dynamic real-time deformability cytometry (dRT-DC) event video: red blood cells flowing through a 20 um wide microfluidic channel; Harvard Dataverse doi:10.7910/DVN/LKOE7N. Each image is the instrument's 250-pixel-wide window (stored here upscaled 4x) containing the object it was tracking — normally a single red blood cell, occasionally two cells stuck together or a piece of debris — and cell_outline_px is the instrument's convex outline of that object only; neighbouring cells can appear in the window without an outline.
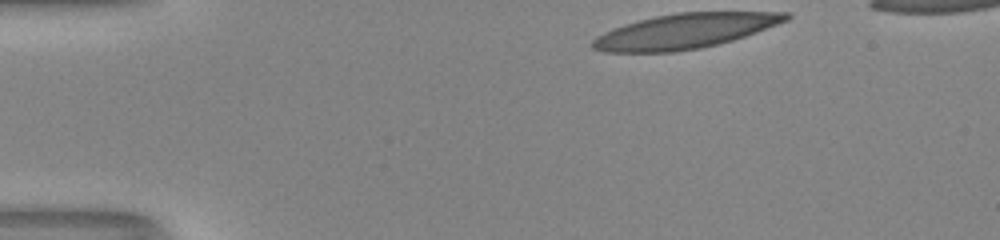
{"species": "human", "species_latin": "Homo sapiens", "temperature_condition": "room temperature", "stored_images_in_passage": 35, "camera_frame_rate_fps": 3000, "um_per_image_px": 0.085, "donor": {"sex": "male"}, "frame": {"image": 1, "passage_image": 1, "time_ms": 0.0, "image_size_px": [1000, 240], "cell_outline_px": [[792, 16], [788, 20], [756, 32], [732, 40], [700, 48], [676, 52], [604, 52], [592, 48], [588, 44], [596, 36], [612, 28], [624, 24], [656, 16], [676, 12], [792, 12]], "centroid_in_image_um": [58.18, 2.64], "position_along_channel_um": 26.8, "area_um2": 39.36}}
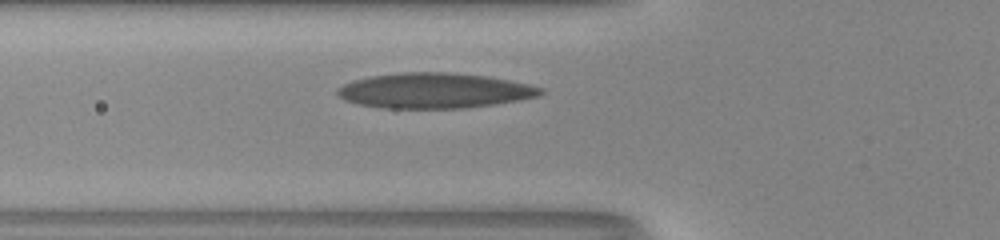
{"frame": {"image": 2, "passage_image": 12, "time_ms": 3.667, "image_size_px": [1000, 240], "cell_outline_px": [[544, 92], [540, 96], [492, 104], [464, 108], [380, 108], [356, 104], [344, 100], [336, 96], [336, 88], [352, 80], [368, 76], [400, 72], [452, 72], [488, 76], [528, 84], [544, 88]], "centroid_in_image_um": [36.85, 7.69], "position_along_channel_um": 88.9, "area_um2": 42.08}}
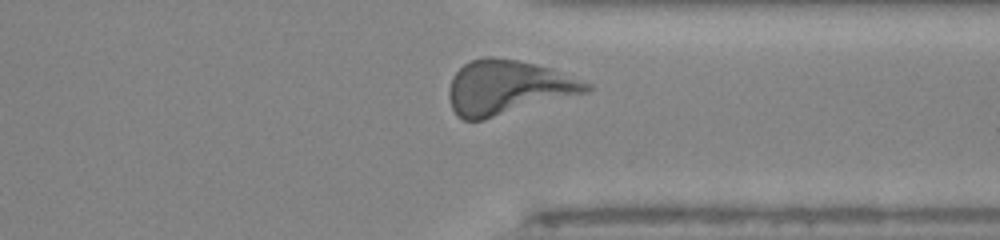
{"frame": {"image": 3, "passage_image": 33, "time_ms": 10.667, "image_size_px": [1000, 240], "cell_outline_px": [[592, 88], [588, 92], [484, 120], [464, 120], [456, 116], [452, 108], [448, 96], [448, 92], [452, 76], [464, 64], [472, 60], [488, 56], [492, 56], [516, 60], [536, 64], [548, 68], [592, 84]], "centroid_in_image_um": [43.12, 7.44], "position_along_channel_um": 368.3, "area_um2": 43.29}, "authors_computed_cell_mechanics": {"area_um2": 40.5178, "velocity_mm_per_s": 3.999, "shape_relaxation_time_tau1_ms": null, "shape_relaxation_time_tau2_ms": 1.5385, "deformation_change_tau1": null, "deformation_change_tau2": 0.1189}}